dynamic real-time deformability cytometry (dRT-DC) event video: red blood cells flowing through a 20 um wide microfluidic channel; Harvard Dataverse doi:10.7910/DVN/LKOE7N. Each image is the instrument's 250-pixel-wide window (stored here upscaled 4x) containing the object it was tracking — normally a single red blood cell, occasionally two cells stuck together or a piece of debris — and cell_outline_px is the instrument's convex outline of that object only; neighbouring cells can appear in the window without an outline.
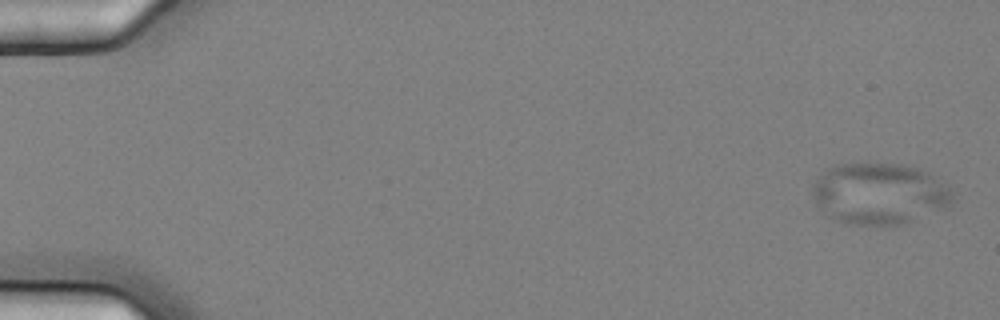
{"species": "common noctule bat (a hibernating species)", "species_latin": "Nyctalus noctula", "temperature_condition": "cold", "stored_images_in_passage": 2, "camera_frame_rate_fps": 3000, "um_per_image_px": 0.085, "animal": {"sex": "female", "body_mass_g": 25.1}, "frame": {"image": 1, "passage_image": 2, "time_ms": 0.333, "image_size_px": [1000, 320], "cell_outline_px": [[952, 196], [948, 208], [908, 224], [848, 224], [836, 220], [828, 216], [816, 208], [812, 196], [812, 184], [832, 164], [900, 164], [920, 168], [932, 176], [948, 188], [952, 192]], "centroid_in_image_um": [74.71, 16.48], "position_along_channel_um": 10.3, "area_um2": 50.29}}